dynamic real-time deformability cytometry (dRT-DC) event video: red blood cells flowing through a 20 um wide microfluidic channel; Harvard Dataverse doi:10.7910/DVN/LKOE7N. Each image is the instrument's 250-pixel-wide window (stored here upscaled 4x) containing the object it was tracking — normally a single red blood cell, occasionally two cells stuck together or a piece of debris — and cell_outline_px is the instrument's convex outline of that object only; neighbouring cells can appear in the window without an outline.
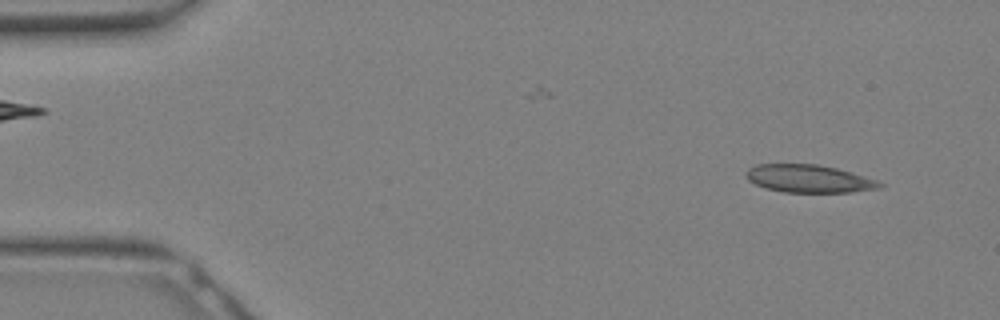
{"species": "Egyptian fruit bat (a non-hibernating species)", "species_latin": "Rousettus aegyptiacus", "temperature_condition": "warm", "stored_images_in_passage": 18, "camera_frame_rate_fps": 3000, "um_per_image_px": 0.085, "animal": {"sex": "female"}, "frame": {"image": 1, "passage_image": 2, "time_ms": 0.333, "image_size_px": [1000, 320], "cell_outline_px": [[884, 184], [880, 188], [852, 192], [784, 192], [764, 188], [748, 180], [744, 176], [744, 172], [748, 168], [756, 164], [816, 164], [836, 168], [876, 180]], "centroid_in_image_um": [68.69, 15.19], "position_along_channel_um": 16.3, "area_um2": 21.62}}
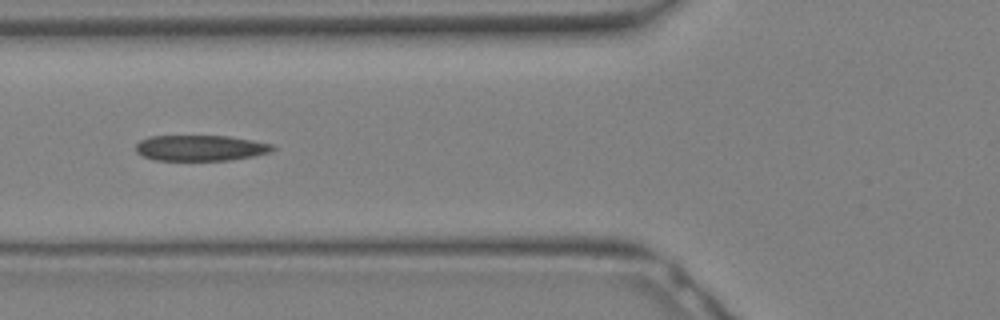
{"frame": {"image": 2, "passage_image": 11, "time_ms": 3.333, "image_size_px": [1000, 320], "cell_outline_px": [[276, 148], [268, 152], [252, 156], [228, 160], [156, 160], [144, 156], [136, 152], [136, 144], [140, 140], [148, 136], [228, 136], [252, 140], [272, 144]], "centroid_in_image_um": [17.01, 12.57], "position_along_channel_um": 108.8, "area_um2": 20.35}}
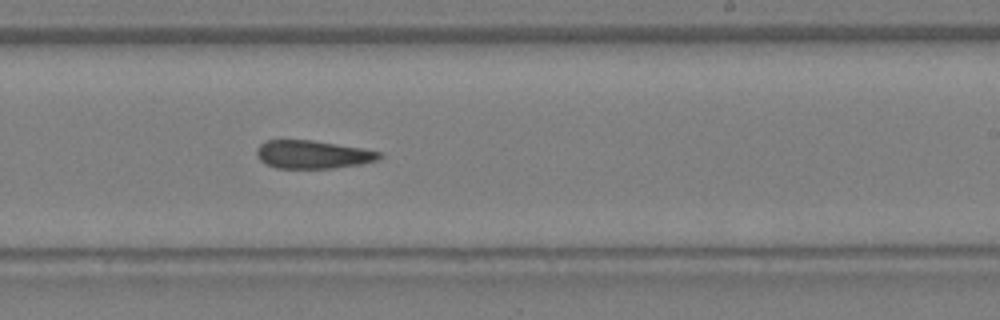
{"frame": {"image": 3, "passage_image": 18, "time_ms": 5.667, "image_size_px": [1000, 320], "cell_outline_px": [[384, 156], [380, 160], [360, 164], [332, 168], [276, 168], [264, 164], [256, 156], [256, 148], [264, 140], [312, 140], [364, 148], [380, 152]], "centroid_in_image_um": [26.58, 13.13], "position_along_channel_um": 262.4, "area_um2": 20.4}}